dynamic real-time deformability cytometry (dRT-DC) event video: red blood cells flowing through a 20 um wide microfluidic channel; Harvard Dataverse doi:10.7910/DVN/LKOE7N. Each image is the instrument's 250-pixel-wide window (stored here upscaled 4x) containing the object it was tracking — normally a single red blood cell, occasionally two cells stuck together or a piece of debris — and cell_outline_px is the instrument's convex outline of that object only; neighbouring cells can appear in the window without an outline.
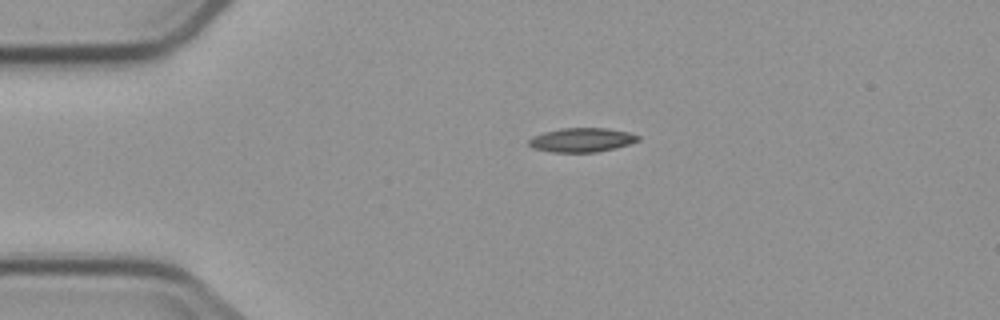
{"species": "common noctule bat (a hibernating species)", "species_latin": "Nyctalus noctula", "temperature_condition": "cold", "stored_images_in_passage": 4, "camera_frame_rate_fps": 3000, "um_per_image_px": 0.085, "animal": {"sex": "male", "body_mass_g": 23.1, "forearm_length_mm": 52.7}, "frame": {"image": 1, "passage_image": 4, "time_ms": 3.667, "image_size_px": [1000, 320], "cell_outline_px": [[640, 140], [616, 148], [596, 152], [548, 152], [532, 148], [528, 144], [528, 140], [532, 136], [544, 132], [560, 128], [608, 128], [628, 132], [640, 136]], "centroid_in_image_um": [49.42, 11.89], "position_along_channel_um": 35.6, "area_um2": 15.49}}